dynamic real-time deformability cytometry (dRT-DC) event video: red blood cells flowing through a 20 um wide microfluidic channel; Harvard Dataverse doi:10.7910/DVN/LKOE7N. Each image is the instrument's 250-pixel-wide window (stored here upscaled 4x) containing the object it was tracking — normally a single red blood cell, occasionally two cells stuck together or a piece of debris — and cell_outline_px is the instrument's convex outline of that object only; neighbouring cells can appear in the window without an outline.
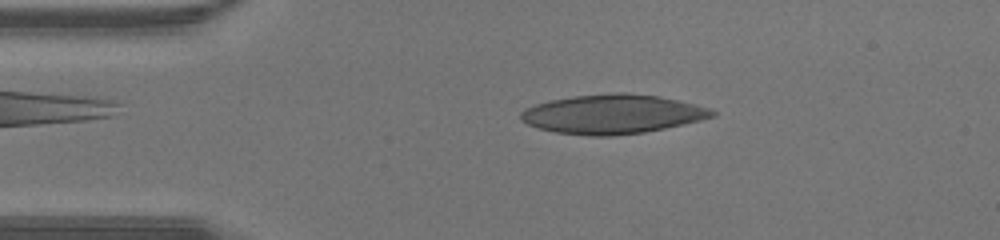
{"species": "human", "species_latin": "Homo sapiens", "temperature_condition": "warm", "stored_images_in_passage": 41, "camera_frame_rate_fps": 3000, "um_per_image_px": 0.085, "donor": {"sex": "male"}, "frame": {"image": 1, "passage_image": 8, "time_ms": 2.333, "image_size_px": [1000, 240], "cell_outline_px": [[716, 116], [700, 120], [664, 128], [644, 132], [608, 136], [588, 136], [556, 132], [540, 128], [528, 124], [520, 120], [520, 112], [524, 108], [536, 104], [552, 100], [572, 96], [616, 92], [624, 92], [660, 96], [712, 108], [716, 112]], "centroid_in_image_um": [52.07, 9.69], "position_along_channel_um": 32.9, "area_um2": 43.7}}
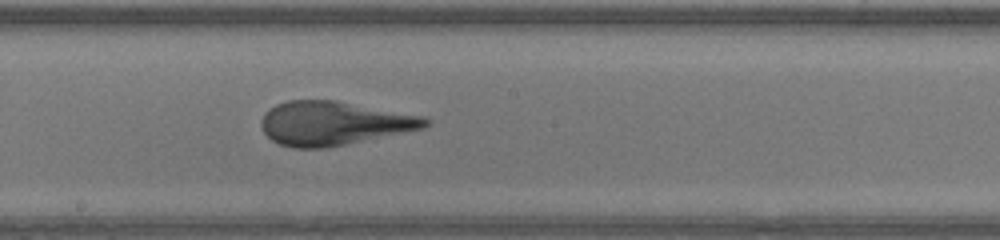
{"frame": {"image": 2, "passage_image": 22, "time_ms": 7.0, "image_size_px": [1000, 240], "cell_outline_px": [[432, 124], [424, 128], [324, 148], [292, 148], [280, 144], [272, 140], [264, 132], [260, 124], [260, 120], [264, 112], [276, 104], [288, 100], [336, 100], [424, 116], [432, 120]], "centroid_in_image_um": [28.36, 10.46], "position_along_channel_um": 219.8, "area_um2": 41.91}}
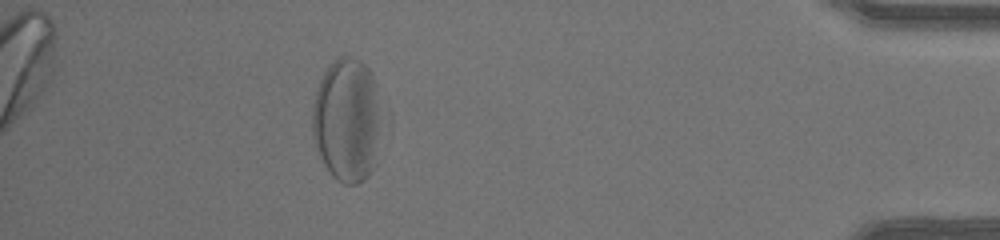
{"frame": {"image": 3, "passage_image": 37, "time_ms": 12.0, "image_size_px": [1000, 240], "cell_outline_px": [[392, 132], [380, 160], [368, 176], [364, 180], [356, 184], [344, 184], [336, 180], [332, 176], [324, 164], [316, 148], [312, 136], [312, 108], [316, 92], [320, 80], [324, 72], [340, 56], [348, 56], [360, 60], [368, 68], [372, 76], [392, 120]], "centroid_in_image_um": [29.74, 10.29], "position_along_channel_um": 405.5, "area_um2": 54.27}}